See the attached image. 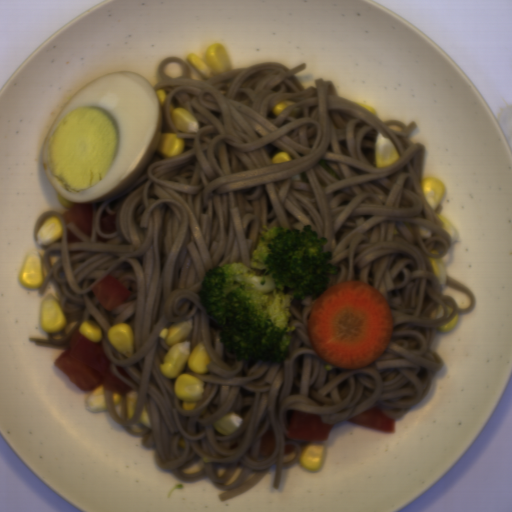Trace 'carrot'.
<instances>
[{
	"label": "carrot",
	"mask_w": 512,
	"mask_h": 512,
	"mask_svg": "<svg viewBox=\"0 0 512 512\" xmlns=\"http://www.w3.org/2000/svg\"><path fill=\"white\" fill-rule=\"evenodd\" d=\"M306 330L324 362L360 370L387 350L394 330L393 311L384 294L369 283L339 282L313 299Z\"/></svg>",
	"instance_id": "1"
}]
</instances>
